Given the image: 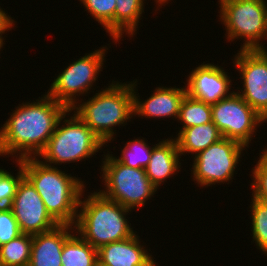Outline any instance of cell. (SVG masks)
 Here are the masks:
<instances>
[{"mask_svg": "<svg viewBox=\"0 0 267 266\" xmlns=\"http://www.w3.org/2000/svg\"><path fill=\"white\" fill-rule=\"evenodd\" d=\"M24 177L33 185L45 204L47 212L58 224L74 226L77 219L84 182L58 167L49 166L38 158L18 161ZM68 174V175H67Z\"/></svg>", "mask_w": 267, "mask_h": 266, "instance_id": "obj_2", "label": "cell"}, {"mask_svg": "<svg viewBox=\"0 0 267 266\" xmlns=\"http://www.w3.org/2000/svg\"><path fill=\"white\" fill-rule=\"evenodd\" d=\"M227 73L218 64L203 62L187 75V94L210 105L229 97L234 91Z\"/></svg>", "mask_w": 267, "mask_h": 266, "instance_id": "obj_13", "label": "cell"}, {"mask_svg": "<svg viewBox=\"0 0 267 266\" xmlns=\"http://www.w3.org/2000/svg\"><path fill=\"white\" fill-rule=\"evenodd\" d=\"M74 226L58 224L55 228L32 235L31 257L28 266H62L64 242L74 233ZM72 230V231H71Z\"/></svg>", "mask_w": 267, "mask_h": 266, "instance_id": "obj_16", "label": "cell"}, {"mask_svg": "<svg viewBox=\"0 0 267 266\" xmlns=\"http://www.w3.org/2000/svg\"><path fill=\"white\" fill-rule=\"evenodd\" d=\"M71 112L69 109L60 118L47 145L38 155V159L44 160L42 163L54 166L82 161L97 155L96 152L105 147L106 144L75 113L70 118H65ZM61 121L64 123L60 126Z\"/></svg>", "mask_w": 267, "mask_h": 266, "instance_id": "obj_5", "label": "cell"}, {"mask_svg": "<svg viewBox=\"0 0 267 266\" xmlns=\"http://www.w3.org/2000/svg\"><path fill=\"white\" fill-rule=\"evenodd\" d=\"M246 146L241 143L222 138L205 150L194 155L192 165L193 181L200 186L209 187L216 183H226L234 179V173L241 161V154Z\"/></svg>", "mask_w": 267, "mask_h": 266, "instance_id": "obj_9", "label": "cell"}, {"mask_svg": "<svg viewBox=\"0 0 267 266\" xmlns=\"http://www.w3.org/2000/svg\"><path fill=\"white\" fill-rule=\"evenodd\" d=\"M178 121L183 125L179 133L188 127L210 123L211 105L186 94L180 105Z\"/></svg>", "mask_w": 267, "mask_h": 266, "instance_id": "obj_22", "label": "cell"}, {"mask_svg": "<svg viewBox=\"0 0 267 266\" xmlns=\"http://www.w3.org/2000/svg\"><path fill=\"white\" fill-rule=\"evenodd\" d=\"M84 192L85 190L80 197L74 228L77 230L75 233L86 242L98 249L102 245L130 238L136 233L126 219L131 210L106 198L99 190L91 192L83 201L81 198Z\"/></svg>", "mask_w": 267, "mask_h": 266, "instance_id": "obj_3", "label": "cell"}, {"mask_svg": "<svg viewBox=\"0 0 267 266\" xmlns=\"http://www.w3.org/2000/svg\"><path fill=\"white\" fill-rule=\"evenodd\" d=\"M88 13L104 27L114 40V11L116 0H79Z\"/></svg>", "mask_w": 267, "mask_h": 266, "instance_id": "obj_25", "label": "cell"}, {"mask_svg": "<svg viewBox=\"0 0 267 266\" xmlns=\"http://www.w3.org/2000/svg\"><path fill=\"white\" fill-rule=\"evenodd\" d=\"M15 163H17L16 166L19 168L16 177L13 176V173L11 174L7 170L0 168V209L9 207L16 194L17 186L24 177L22 165L18 161Z\"/></svg>", "mask_w": 267, "mask_h": 266, "instance_id": "obj_26", "label": "cell"}, {"mask_svg": "<svg viewBox=\"0 0 267 266\" xmlns=\"http://www.w3.org/2000/svg\"><path fill=\"white\" fill-rule=\"evenodd\" d=\"M250 202L252 240L267 255V202L252 197Z\"/></svg>", "mask_w": 267, "mask_h": 266, "instance_id": "obj_24", "label": "cell"}, {"mask_svg": "<svg viewBox=\"0 0 267 266\" xmlns=\"http://www.w3.org/2000/svg\"><path fill=\"white\" fill-rule=\"evenodd\" d=\"M21 233L35 235L55 228L58 223L51 217L33 185L23 177L9 205Z\"/></svg>", "mask_w": 267, "mask_h": 266, "instance_id": "obj_12", "label": "cell"}, {"mask_svg": "<svg viewBox=\"0 0 267 266\" xmlns=\"http://www.w3.org/2000/svg\"><path fill=\"white\" fill-rule=\"evenodd\" d=\"M61 263L62 266H96L97 249L79 237L78 233L72 234L64 242Z\"/></svg>", "mask_w": 267, "mask_h": 266, "instance_id": "obj_20", "label": "cell"}, {"mask_svg": "<svg viewBox=\"0 0 267 266\" xmlns=\"http://www.w3.org/2000/svg\"><path fill=\"white\" fill-rule=\"evenodd\" d=\"M259 154V160L252 170V197L267 202V147Z\"/></svg>", "mask_w": 267, "mask_h": 266, "instance_id": "obj_27", "label": "cell"}, {"mask_svg": "<svg viewBox=\"0 0 267 266\" xmlns=\"http://www.w3.org/2000/svg\"><path fill=\"white\" fill-rule=\"evenodd\" d=\"M136 233L130 238L102 245L97 249L98 264L104 266H157L141 245Z\"/></svg>", "mask_w": 267, "mask_h": 266, "instance_id": "obj_15", "label": "cell"}, {"mask_svg": "<svg viewBox=\"0 0 267 266\" xmlns=\"http://www.w3.org/2000/svg\"><path fill=\"white\" fill-rule=\"evenodd\" d=\"M100 166L105 190L99 192L106 198L129 210L141 208L155 195L157 188L151 183L145 169L131 168L108 153Z\"/></svg>", "mask_w": 267, "mask_h": 266, "instance_id": "obj_7", "label": "cell"}, {"mask_svg": "<svg viewBox=\"0 0 267 266\" xmlns=\"http://www.w3.org/2000/svg\"><path fill=\"white\" fill-rule=\"evenodd\" d=\"M80 103L70 110L104 143H110L116 134L114 126H124L134 116L132 81L127 84L113 80L108 87Z\"/></svg>", "mask_w": 267, "mask_h": 266, "instance_id": "obj_4", "label": "cell"}, {"mask_svg": "<svg viewBox=\"0 0 267 266\" xmlns=\"http://www.w3.org/2000/svg\"><path fill=\"white\" fill-rule=\"evenodd\" d=\"M18 105L0 129V156L12 155L15 161L38 157L69 110L47 93Z\"/></svg>", "mask_w": 267, "mask_h": 266, "instance_id": "obj_1", "label": "cell"}, {"mask_svg": "<svg viewBox=\"0 0 267 266\" xmlns=\"http://www.w3.org/2000/svg\"><path fill=\"white\" fill-rule=\"evenodd\" d=\"M168 1H170V0H155V2H156V4H158V7L160 6L161 7V5L163 6V5H165L164 3H169Z\"/></svg>", "mask_w": 267, "mask_h": 266, "instance_id": "obj_30", "label": "cell"}, {"mask_svg": "<svg viewBox=\"0 0 267 266\" xmlns=\"http://www.w3.org/2000/svg\"><path fill=\"white\" fill-rule=\"evenodd\" d=\"M155 145L150 147L144 138L129 140L121 149V157L116 159L128 167L145 169L150 161L152 149Z\"/></svg>", "mask_w": 267, "mask_h": 266, "instance_id": "obj_23", "label": "cell"}, {"mask_svg": "<svg viewBox=\"0 0 267 266\" xmlns=\"http://www.w3.org/2000/svg\"><path fill=\"white\" fill-rule=\"evenodd\" d=\"M145 0H116L114 11V41L119 42L124 35L133 37L142 19ZM123 35V36H122Z\"/></svg>", "mask_w": 267, "mask_h": 266, "instance_id": "obj_19", "label": "cell"}, {"mask_svg": "<svg viewBox=\"0 0 267 266\" xmlns=\"http://www.w3.org/2000/svg\"><path fill=\"white\" fill-rule=\"evenodd\" d=\"M107 50L105 45L70 63L51 83L47 94L56 102L71 109L79 101L76 96L90 94L88 91L93 89L94 82L98 80L97 75L103 69V62H106Z\"/></svg>", "mask_w": 267, "mask_h": 266, "instance_id": "obj_8", "label": "cell"}, {"mask_svg": "<svg viewBox=\"0 0 267 266\" xmlns=\"http://www.w3.org/2000/svg\"><path fill=\"white\" fill-rule=\"evenodd\" d=\"M135 81V82H134ZM132 82L134 95V116L146 118H177L179 116L180 105L187 94L186 86L183 87H156L153 94L148 99L141 101L136 94L137 79Z\"/></svg>", "mask_w": 267, "mask_h": 266, "instance_id": "obj_14", "label": "cell"}, {"mask_svg": "<svg viewBox=\"0 0 267 266\" xmlns=\"http://www.w3.org/2000/svg\"><path fill=\"white\" fill-rule=\"evenodd\" d=\"M212 122L224 138L235 140L248 147L252 137L264 122L246 101L234 91L229 97L211 105Z\"/></svg>", "mask_w": 267, "mask_h": 266, "instance_id": "obj_10", "label": "cell"}, {"mask_svg": "<svg viewBox=\"0 0 267 266\" xmlns=\"http://www.w3.org/2000/svg\"><path fill=\"white\" fill-rule=\"evenodd\" d=\"M0 7V46L3 48V44H5L3 41L5 40L3 38L2 34H5L6 31H9L14 27L15 22L12 17L7 15V13Z\"/></svg>", "mask_w": 267, "mask_h": 266, "instance_id": "obj_29", "label": "cell"}, {"mask_svg": "<svg viewBox=\"0 0 267 266\" xmlns=\"http://www.w3.org/2000/svg\"><path fill=\"white\" fill-rule=\"evenodd\" d=\"M180 158L181 155L174 137L161 140L153 147L145 171L148 179L157 189L164 181L166 182L167 178H172V175L179 173Z\"/></svg>", "mask_w": 267, "mask_h": 266, "instance_id": "obj_17", "label": "cell"}, {"mask_svg": "<svg viewBox=\"0 0 267 266\" xmlns=\"http://www.w3.org/2000/svg\"><path fill=\"white\" fill-rule=\"evenodd\" d=\"M31 246L32 235L24 233L0 246L1 266H28Z\"/></svg>", "mask_w": 267, "mask_h": 266, "instance_id": "obj_21", "label": "cell"}, {"mask_svg": "<svg viewBox=\"0 0 267 266\" xmlns=\"http://www.w3.org/2000/svg\"><path fill=\"white\" fill-rule=\"evenodd\" d=\"M174 139L177 142L180 155L186 153L197 155L213 143L223 138L218 127L213 123L196 125L183 129Z\"/></svg>", "mask_w": 267, "mask_h": 266, "instance_id": "obj_18", "label": "cell"}, {"mask_svg": "<svg viewBox=\"0 0 267 266\" xmlns=\"http://www.w3.org/2000/svg\"><path fill=\"white\" fill-rule=\"evenodd\" d=\"M218 2L220 21L225 27V37L229 42L244 38L240 49H267L261 41L267 40L266 0H218Z\"/></svg>", "mask_w": 267, "mask_h": 266, "instance_id": "obj_6", "label": "cell"}, {"mask_svg": "<svg viewBox=\"0 0 267 266\" xmlns=\"http://www.w3.org/2000/svg\"><path fill=\"white\" fill-rule=\"evenodd\" d=\"M18 222L9 207L0 209V246L21 235Z\"/></svg>", "mask_w": 267, "mask_h": 266, "instance_id": "obj_28", "label": "cell"}, {"mask_svg": "<svg viewBox=\"0 0 267 266\" xmlns=\"http://www.w3.org/2000/svg\"><path fill=\"white\" fill-rule=\"evenodd\" d=\"M234 56L244 88L236 93L267 121V49H240Z\"/></svg>", "mask_w": 267, "mask_h": 266, "instance_id": "obj_11", "label": "cell"}]
</instances>
